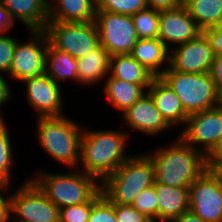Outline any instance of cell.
Returning a JSON list of instances; mask_svg holds the SVG:
<instances>
[{
  "instance_id": "obj_18",
  "label": "cell",
  "mask_w": 222,
  "mask_h": 222,
  "mask_svg": "<svg viewBox=\"0 0 222 222\" xmlns=\"http://www.w3.org/2000/svg\"><path fill=\"white\" fill-rule=\"evenodd\" d=\"M15 21L31 30H44L49 21L48 0H0Z\"/></svg>"
},
{
  "instance_id": "obj_40",
  "label": "cell",
  "mask_w": 222,
  "mask_h": 222,
  "mask_svg": "<svg viewBox=\"0 0 222 222\" xmlns=\"http://www.w3.org/2000/svg\"><path fill=\"white\" fill-rule=\"evenodd\" d=\"M210 75L214 80L217 88L222 89V54L215 55L213 64L210 69Z\"/></svg>"
},
{
  "instance_id": "obj_19",
  "label": "cell",
  "mask_w": 222,
  "mask_h": 222,
  "mask_svg": "<svg viewBox=\"0 0 222 222\" xmlns=\"http://www.w3.org/2000/svg\"><path fill=\"white\" fill-rule=\"evenodd\" d=\"M130 54L154 77L169 67L170 50L159 38L138 39Z\"/></svg>"
},
{
  "instance_id": "obj_31",
  "label": "cell",
  "mask_w": 222,
  "mask_h": 222,
  "mask_svg": "<svg viewBox=\"0 0 222 222\" xmlns=\"http://www.w3.org/2000/svg\"><path fill=\"white\" fill-rule=\"evenodd\" d=\"M132 206L153 222H158V198L154 185L142 190L134 199Z\"/></svg>"
},
{
  "instance_id": "obj_12",
  "label": "cell",
  "mask_w": 222,
  "mask_h": 222,
  "mask_svg": "<svg viewBox=\"0 0 222 222\" xmlns=\"http://www.w3.org/2000/svg\"><path fill=\"white\" fill-rule=\"evenodd\" d=\"M189 210L204 222H222V184L211 170L190 185Z\"/></svg>"
},
{
  "instance_id": "obj_28",
  "label": "cell",
  "mask_w": 222,
  "mask_h": 222,
  "mask_svg": "<svg viewBox=\"0 0 222 222\" xmlns=\"http://www.w3.org/2000/svg\"><path fill=\"white\" fill-rule=\"evenodd\" d=\"M5 123L0 122V184L10 186L14 160L11 137Z\"/></svg>"
},
{
  "instance_id": "obj_41",
  "label": "cell",
  "mask_w": 222,
  "mask_h": 222,
  "mask_svg": "<svg viewBox=\"0 0 222 222\" xmlns=\"http://www.w3.org/2000/svg\"><path fill=\"white\" fill-rule=\"evenodd\" d=\"M14 26V20L11 18L6 8L0 3V34L8 33L7 31Z\"/></svg>"
},
{
  "instance_id": "obj_15",
  "label": "cell",
  "mask_w": 222,
  "mask_h": 222,
  "mask_svg": "<svg viewBox=\"0 0 222 222\" xmlns=\"http://www.w3.org/2000/svg\"><path fill=\"white\" fill-rule=\"evenodd\" d=\"M200 33L202 30L183 4L174 9L160 11L158 38L169 50L173 45L176 47L190 41Z\"/></svg>"
},
{
  "instance_id": "obj_2",
  "label": "cell",
  "mask_w": 222,
  "mask_h": 222,
  "mask_svg": "<svg viewBox=\"0 0 222 222\" xmlns=\"http://www.w3.org/2000/svg\"><path fill=\"white\" fill-rule=\"evenodd\" d=\"M171 144L146 153L154 166L155 181L179 188L190 185L206 170L205 155L188 145L179 135Z\"/></svg>"
},
{
  "instance_id": "obj_1",
  "label": "cell",
  "mask_w": 222,
  "mask_h": 222,
  "mask_svg": "<svg viewBox=\"0 0 222 222\" xmlns=\"http://www.w3.org/2000/svg\"><path fill=\"white\" fill-rule=\"evenodd\" d=\"M130 134L125 130L84 129L81 137L79 169L100 183L131 155L126 154Z\"/></svg>"
},
{
  "instance_id": "obj_27",
  "label": "cell",
  "mask_w": 222,
  "mask_h": 222,
  "mask_svg": "<svg viewBox=\"0 0 222 222\" xmlns=\"http://www.w3.org/2000/svg\"><path fill=\"white\" fill-rule=\"evenodd\" d=\"M160 11L146 7L132 15L138 39H153L159 35Z\"/></svg>"
},
{
  "instance_id": "obj_11",
  "label": "cell",
  "mask_w": 222,
  "mask_h": 222,
  "mask_svg": "<svg viewBox=\"0 0 222 222\" xmlns=\"http://www.w3.org/2000/svg\"><path fill=\"white\" fill-rule=\"evenodd\" d=\"M180 131L178 135L188 145L206 156L222 137V107L190 114Z\"/></svg>"
},
{
  "instance_id": "obj_38",
  "label": "cell",
  "mask_w": 222,
  "mask_h": 222,
  "mask_svg": "<svg viewBox=\"0 0 222 222\" xmlns=\"http://www.w3.org/2000/svg\"><path fill=\"white\" fill-rule=\"evenodd\" d=\"M148 8L157 11L170 10L183 4V0H146Z\"/></svg>"
},
{
  "instance_id": "obj_44",
  "label": "cell",
  "mask_w": 222,
  "mask_h": 222,
  "mask_svg": "<svg viewBox=\"0 0 222 222\" xmlns=\"http://www.w3.org/2000/svg\"><path fill=\"white\" fill-rule=\"evenodd\" d=\"M219 105L222 107V89L220 90V103Z\"/></svg>"
},
{
  "instance_id": "obj_9",
  "label": "cell",
  "mask_w": 222,
  "mask_h": 222,
  "mask_svg": "<svg viewBox=\"0 0 222 222\" xmlns=\"http://www.w3.org/2000/svg\"><path fill=\"white\" fill-rule=\"evenodd\" d=\"M24 42L17 40L7 77L20 83L45 73L48 37L44 30H31ZM22 42V43H20Z\"/></svg>"
},
{
  "instance_id": "obj_20",
  "label": "cell",
  "mask_w": 222,
  "mask_h": 222,
  "mask_svg": "<svg viewBox=\"0 0 222 222\" xmlns=\"http://www.w3.org/2000/svg\"><path fill=\"white\" fill-rule=\"evenodd\" d=\"M95 13L94 0H48L49 21L90 22L94 21Z\"/></svg>"
},
{
  "instance_id": "obj_43",
  "label": "cell",
  "mask_w": 222,
  "mask_h": 222,
  "mask_svg": "<svg viewBox=\"0 0 222 222\" xmlns=\"http://www.w3.org/2000/svg\"><path fill=\"white\" fill-rule=\"evenodd\" d=\"M211 171L218 177L222 184V163L216 164Z\"/></svg>"
},
{
  "instance_id": "obj_30",
  "label": "cell",
  "mask_w": 222,
  "mask_h": 222,
  "mask_svg": "<svg viewBox=\"0 0 222 222\" xmlns=\"http://www.w3.org/2000/svg\"><path fill=\"white\" fill-rule=\"evenodd\" d=\"M88 222H116L115 203H112L101 189L92 197V209Z\"/></svg>"
},
{
  "instance_id": "obj_13",
  "label": "cell",
  "mask_w": 222,
  "mask_h": 222,
  "mask_svg": "<svg viewBox=\"0 0 222 222\" xmlns=\"http://www.w3.org/2000/svg\"><path fill=\"white\" fill-rule=\"evenodd\" d=\"M214 58L212 47L202 32L170 50L169 67L178 72L206 73L210 72Z\"/></svg>"
},
{
  "instance_id": "obj_33",
  "label": "cell",
  "mask_w": 222,
  "mask_h": 222,
  "mask_svg": "<svg viewBox=\"0 0 222 222\" xmlns=\"http://www.w3.org/2000/svg\"><path fill=\"white\" fill-rule=\"evenodd\" d=\"M18 39L7 33L0 34V75L7 77L10 71L12 56Z\"/></svg>"
},
{
  "instance_id": "obj_26",
  "label": "cell",
  "mask_w": 222,
  "mask_h": 222,
  "mask_svg": "<svg viewBox=\"0 0 222 222\" xmlns=\"http://www.w3.org/2000/svg\"><path fill=\"white\" fill-rule=\"evenodd\" d=\"M183 5L202 31L222 22V0H183Z\"/></svg>"
},
{
  "instance_id": "obj_22",
  "label": "cell",
  "mask_w": 222,
  "mask_h": 222,
  "mask_svg": "<svg viewBox=\"0 0 222 222\" xmlns=\"http://www.w3.org/2000/svg\"><path fill=\"white\" fill-rule=\"evenodd\" d=\"M103 81L105 83L102 92H104L107 102L121 114L145 95L150 87V84L130 83L109 75Z\"/></svg>"
},
{
  "instance_id": "obj_17",
  "label": "cell",
  "mask_w": 222,
  "mask_h": 222,
  "mask_svg": "<svg viewBox=\"0 0 222 222\" xmlns=\"http://www.w3.org/2000/svg\"><path fill=\"white\" fill-rule=\"evenodd\" d=\"M147 92L166 123L172 127H183L189 115L184 111L180 99L161 77H154Z\"/></svg>"
},
{
  "instance_id": "obj_29",
  "label": "cell",
  "mask_w": 222,
  "mask_h": 222,
  "mask_svg": "<svg viewBox=\"0 0 222 222\" xmlns=\"http://www.w3.org/2000/svg\"><path fill=\"white\" fill-rule=\"evenodd\" d=\"M147 7L146 0H97L96 11L132 16Z\"/></svg>"
},
{
  "instance_id": "obj_24",
  "label": "cell",
  "mask_w": 222,
  "mask_h": 222,
  "mask_svg": "<svg viewBox=\"0 0 222 222\" xmlns=\"http://www.w3.org/2000/svg\"><path fill=\"white\" fill-rule=\"evenodd\" d=\"M109 76L135 84H151L154 78L131 54L110 56Z\"/></svg>"
},
{
  "instance_id": "obj_8",
  "label": "cell",
  "mask_w": 222,
  "mask_h": 222,
  "mask_svg": "<svg viewBox=\"0 0 222 222\" xmlns=\"http://www.w3.org/2000/svg\"><path fill=\"white\" fill-rule=\"evenodd\" d=\"M44 31L54 48L69 53L76 59L83 57L100 44L95 21L79 23L48 21Z\"/></svg>"
},
{
  "instance_id": "obj_32",
  "label": "cell",
  "mask_w": 222,
  "mask_h": 222,
  "mask_svg": "<svg viewBox=\"0 0 222 222\" xmlns=\"http://www.w3.org/2000/svg\"><path fill=\"white\" fill-rule=\"evenodd\" d=\"M92 209V198L85 203L59 209V222H88Z\"/></svg>"
},
{
  "instance_id": "obj_5",
  "label": "cell",
  "mask_w": 222,
  "mask_h": 222,
  "mask_svg": "<svg viewBox=\"0 0 222 222\" xmlns=\"http://www.w3.org/2000/svg\"><path fill=\"white\" fill-rule=\"evenodd\" d=\"M134 154L101 183L102 193L115 204L132 205L136 196L155 182L154 166L145 153Z\"/></svg>"
},
{
  "instance_id": "obj_16",
  "label": "cell",
  "mask_w": 222,
  "mask_h": 222,
  "mask_svg": "<svg viewBox=\"0 0 222 222\" xmlns=\"http://www.w3.org/2000/svg\"><path fill=\"white\" fill-rule=\"evenodd\" d=\"M120 116L128 130L132 129L146 136L162 135L164 131L172 129L163 119L148 92Z\"/></svg>"
},
{
  "instance_id": "obj_37",
  "label": "cell",
  "mask_w": 222,
  "mask_h": 222,
  "mask_svg": "<svg viewBox=\"0 0 222 222\" xmlns=\"http://www.w3.org/2000/svg\"><path fill=\"white\" fill-rule=\"evenodd\" d=\"M205 157L207 170H211L216 164L222 163V137Z\"/></svg>"
},
{
  "instance_id": "obj_35",
  "label": "cell",
  "mask_w": 222,
  "mask_h": 222,
  "mask_svg": "<svg viewBox=\"0 0 222 222\" xmlns=\"http://www.w3.org/2000/svg\"><path fill=\"white\" fill-rule=\"evenodd\" d=\"M208 39L215 55L222 54V22L202 31Z\"/></svg>"
},
{
  "instance_id": "obj_34",
  "label": "cell",
  "mask_w": 222,
  "mask_h": 222,
  "mask_svg": "<svg viewBox=\"0 0 222 222\" xmlns=\"http://www.w3.org/2000/svg\"><path fill=\"white\" fill-rule=\"evenodd\" d=\"M116 222H153L132 205L115 204Z\"/></svg>"
},
{
  "instance_id": "obj_42",
  "label": "cell",
  "mask_w": 222,
  "mask_h": 222,
  "mask_svg": "<svg viewBox=\"0 0 222 222\" xmlns=\"http://www.w3.org/2000/svg\"><path fill=\"white\" fill-rule=\"evenodd\" d=\"M173 222H204L199 216L194 214L192 211L182 213Z\"/></svg>"
},
{
  "instance_id": "obj_21",
  "label": "cell",
  "mask_w": 222,
  "mask_h": 222,
  "mask_svg": "<svg viewBox=\"0 0 222 222\" xmlns=\"http://www.w3.org/2000/svg\"><path fill=\"white\" fill-rule=\"evenodd\" d=\"M158 198V222H173L189 210V188L154 182Z\"/></svg>"
},
{
  "instance_id": "obj_39",
  "label": "cell",
  "mask_w": 222,
  "mask_h": 222,
  "mask_svg": "<svg viewBox=\"0 0 222 222\" xmlns=\"http://www.w3.org/2000/svg\"><path fill=\"white\" fill-rule=\"evenodd\" d=\"M5 75H0V122H5L4 117H2L1 107L11 101L13 94L10 84L7 82V78L4 77Z\"/></svg>"
},
{
  "instance_id": "obj_4",
  "label": "cell",
  "mask_w": 222,
  "mask_h": 222,
  "mask_svg": "<svg viewBox=\"0 0 222 222\" xmlns=\"http://www.w3.org/2000/svg\"><path fill=\"white\" fill-rule=\"evenodd\" d=\"M39 170L30 178L59 209L88 202L100 190V182L80 169L67 173Z\"/></svg>"
},
{
  "instance_id": "obj_6",
  "label": "cell",
  "mask_w": 222,
  "mask_h": 222,
  "mask_svg": "<svg viewBox=\"0 0 222 222\" xmlns=\"http://www.w3.org/2000/svg\"><path fill=\"white\" fill-rule=\"evenodd\" d=\"M160 77L174 90L188 115L214 108L220 103V90L209 72L192 74L168 67Z\"/></svg>"
},
{
  "instance_id": "obj_10",
  "label": "cell",
  "mask_w": 222,
  "mask_h": 222,
  "mask_svg": "<svg viewBox=\"0 0 222 222\" xmlns=\"http://www.w3.org/2000/svg\"><path fill=\"white\" fill-rule=\"evenodd\" d=\"M99 33V43L110 56L130 54L138 40L131 16L106 11H96L94 19Z\"/></svg>"
},
{
  "instance_id": "obj_23",
  "label": "cell",
  "mask_w": 222,
  "mask_h": 222,
  "mask_svg": "<svg viewBox=\"0 0 222 222\" xmlns=\"http://www.w3.org/2000/svg\"><path fill=\"white\" fill-rule=\"evenodd\" d=\"M78 83L93 85L109 75L110 54L99 44L94 50L77 59Z\"/></svg>"
},
{
  "instance_id": "obj_25",
  "label": "cell",
  "mask_w": 222,
  "mask_h": 222,
  "mask_svg": "<svg viewBox=\"0 0 222 222\" xmlns=\"http://www.w3.org/2000/svg\"><path fill=\"white\" fill-rule=\"evenodd\" d=\"M77 59L69 53L54 48L49 42L46 51L45 73L55 82L60 84L67 80L78 82Z\"/></svg>"
},
{
  "instance_id": "obj_3",
  "label": "cell",
  "mask_w": 222,
  "mask_h": 222,
  "mask_svg": "<svg viewBox=\"0 0 222 222\" xmlns=\"http://www.w3.org/2000/svg\"><path fill=\"white\" fill-rule=\"evenodd\" d=\"M36 120V139L43 151L63 167L78 169L82 126L67 115Z\"/></svg>"
},
{
  "instance_id": "obj_36",
  "label": "cell",
  "mask_w": 222,
  "mask_h": 222,
  "mask_svg": "<svg viewBox=\"0 0 222 222\" xmlns=\"http://www.w3.org/2000/svg\"><path fill=\"white\" fill-rule=\"evenodd\" d=\"M9 189H12L11 185L0 184V222H10L9 196L11 190ZM3 192H7V194L3 195Z\"/></svg>"
},
{
  "instance_id": "obj_14",
  "label": "cell",
  "mask_w": 222,
  "mask_h": 222,
  "mask_svg": "<svg viewBox=\"0 0 222 222\" xmlns=\"http://www.w3.org/2000/svg\"><path fill=\"white\" fill-rule=\"evenodd\" d=\"M21 83L25 84V97L36 112L35 118L66 115L63 111L62 85L55 83L46 73Z\"/></svg>"
},
{
  "instance_id": "obj_7",
  "label": "cell",
  "mask_w": 222,
  "mask_h": 222,
  "mask_svg": "<svg viewBox=\"0 0 222 222\" xmlns=\"http://www.w3.org/2000/svg\"><path fill=\"white\" fill-rule=\"evenodd\" d=\"M13 192L9 196L11 222H59V208L31 178L24 179Z\"/></svg>"
}]
</instances>
